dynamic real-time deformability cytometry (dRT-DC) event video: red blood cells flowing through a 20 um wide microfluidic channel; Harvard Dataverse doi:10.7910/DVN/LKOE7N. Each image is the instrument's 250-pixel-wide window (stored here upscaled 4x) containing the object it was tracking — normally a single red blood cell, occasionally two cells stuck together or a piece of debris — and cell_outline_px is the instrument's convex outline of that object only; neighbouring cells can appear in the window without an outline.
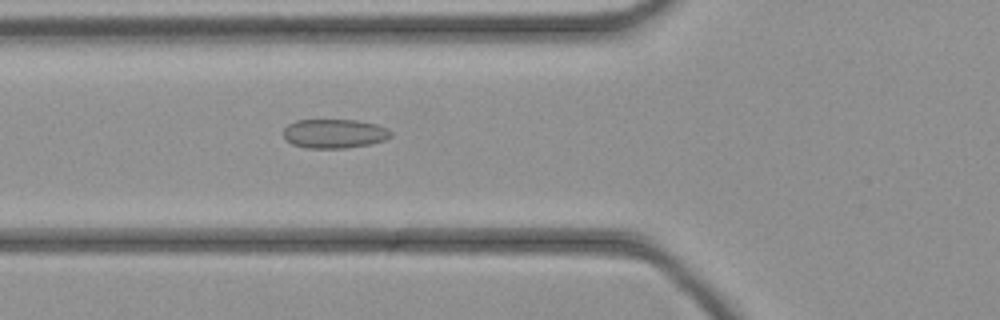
{"species": "common noctule bat (a hibernating species)", "species_latin": "Nyctalus noctula", "temperature_condition": "cold", "stored_images_in_passage": 44, "camera_frame_rate_fps": 3000, "um_per_image_px": 0.085, "animal": {"sex": "female", "body_mass_g": 21.9}, "frame": {"image": 1, "passage_image": 16, "time_ms": 5.0, "image_size_px": [1000, 320], "cell_outline_px": [[392, 136], [384, 140], [372, 144], [344, 148], [308, 148], [292, 144], [284, 140], [284, 128], [288, 124], [296, 120], [356, 120], [376, 124], [388, 128], [392, 132]], "centroid_in_image_um": [28.42, 11.36], "position_along_channel_um": 97.4, "area_um2": 18.38}}
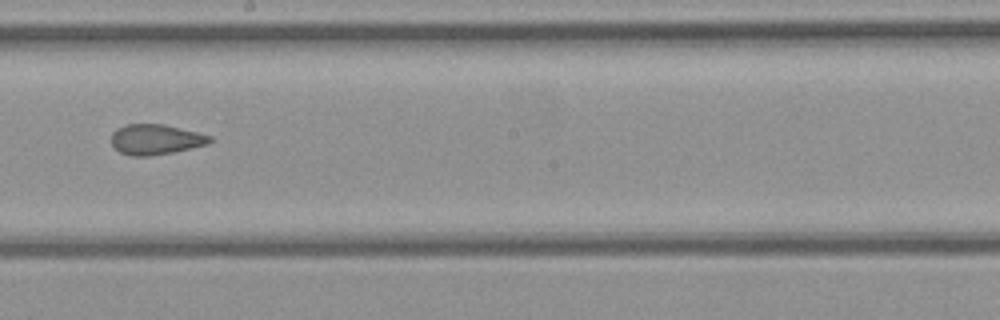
{"frame": {"image": 2, "passage_image": 25, "time_ms": 8.0, "image_size_px": [1000, 320], "cell_outline_px": [[212, 140], [208, 144], [172, 152], [148, 156], [132, 156], [120, 152], [112, 144], [112, 132], [116, 128], [124, 124], [164, 124], [212, 136]], "centroid_in_image_um": [13.21, 11.84], "position_along_channel_um": 235.0, "area_um2": 17.28}}
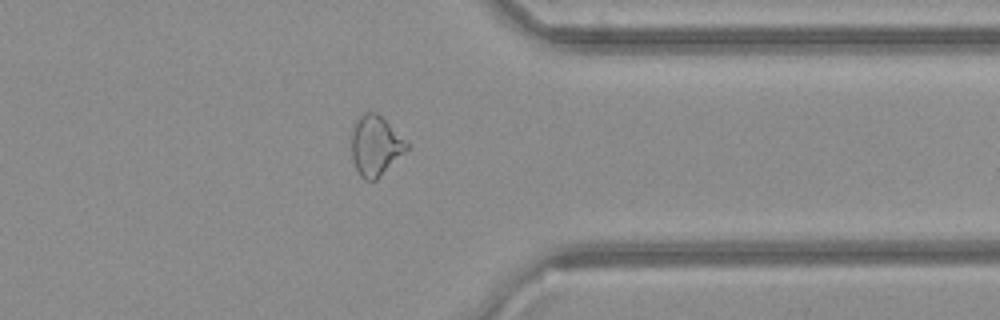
{"frame": {"image": 3, "passage_image": 35, "time_ms": 11.333, "image_size_px": [1000, 320], "cell_outline_px": [[408, 148], [376, 180], [364, 180], [360, 176], [352, 160], [352, 132], [356, 120], [364, 112], [376, 112], [408, 144]], "centroid_in_image_um": [31.87, 12.4], "position_along_channel_um": 379.5, "area_um2": 18.73}}